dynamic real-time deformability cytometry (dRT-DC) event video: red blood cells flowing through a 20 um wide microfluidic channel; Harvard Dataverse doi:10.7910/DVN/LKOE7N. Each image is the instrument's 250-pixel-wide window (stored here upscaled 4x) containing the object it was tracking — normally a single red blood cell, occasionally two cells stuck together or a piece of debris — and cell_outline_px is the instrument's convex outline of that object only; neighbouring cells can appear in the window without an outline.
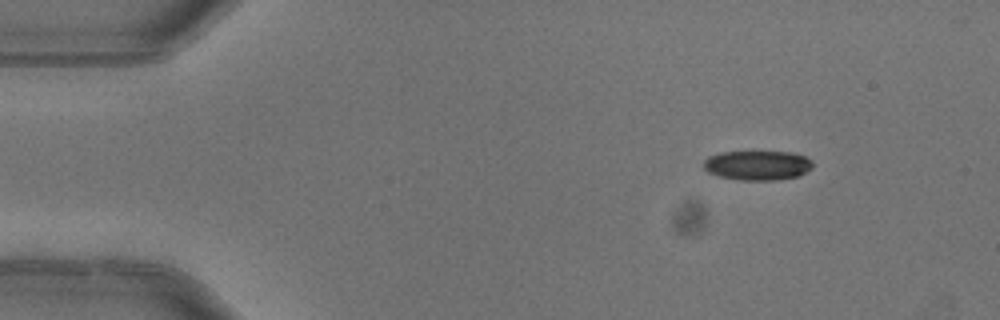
{"species": "common noctule bat (a hibernating species)", "species_latin": "Nyctalus noctula", "temperature_condition": "warm", "stored_images_in_passage": 4, "camera_frame_rate_fps": 3000, "um_per_image_px": 0.085, "animal": {"sex": "female"}, "frame": {"image": 1, "passage_image": 1, "time_ms": 0.0, "image_size_px": [1000, 320], "cell_outline_px": [[812, 168], [800, 176], [776, 180], [740, 180], [720, 176], [708, 172], [704, 168], [704, 160], [708, 156], [720, 152], [792, 152], [804, 156], [812, 160]], "centroid_in_image_um": [64.4, 14.05], "position_along_channel_um": 20.6, "area_um2": 18.84}}
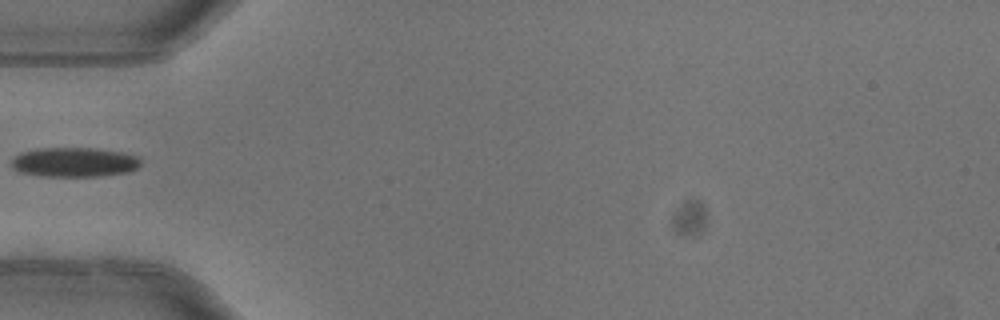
{"frame": {"image": 2, "passage_image": 4, "time_ms": 1.0, "image_size_px": [1000, 320], "cell_outline_px": [[140, 164], [136, 168], [128, 172], [96, 176], [40, 176], [20, 172], [12, 168], [12, 160], [20, 152], [36, 148], [92, 148], [120, 152], [140, 156]], "centroid_in_image_um": [6.29, 13.78], "position_along_channel_um": 78.7, "area_um2": 22.2}}